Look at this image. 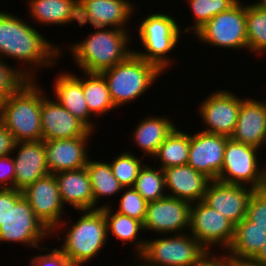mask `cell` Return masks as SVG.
<instances>
[{"instance_id": "obj_1", "label": "cell", "mask_w": 266, "mask_h": 266, "mask_svg": "<svg viewBox=\"0 0 266 266\" xmlns=\"http://www.w3.org/2000/svg\"><path fill=\"white\" fill-rule=\"evenodd\" d=\"M33 27L23 21L22 17L0 10V58L27 62V65L23 64V75L28 80H37L35 74L38 67L53 68L56 59L59 60L63 55L59 45L49 42L36 30V26Z\"/></svg>"}, {"instance_id": "obj_2", "label": "cell", "mask_w": 266, "mask_h": 266, "mask_svg": "<svg viewBox=\"0 0 266 266\" xmlns=\"http://www.w3.org/2000/svg\"><path fill=\"white\" fill-rule=\"evenodd\" d=\"M87 38L70 45L71 57L83 73H101L124 61L133 49L128 30L94 28ZM128 32V33H127Z\"/></svg>"}, {"instance_id": "obj_3", "label": "cell", "mask_w": 266, "mask_h": 266, "mask_svg": "<svg viewBox=\"0 0 266 266\" xmlns=\"http://www.w3.org/2000/svg\"><path fill=\"white\" fill-rule=\"evenodd\" d=\"M36 82L28 80L14 94L2 99L0 122L16 142L42 140V88Z\"/></svg>"}, {"instance_id": "obj_4", "label": "cell", "mask_w": 266, "mask_h": 266, "mask_svg": "<svg viewBox=\"0 0 266 266\" xmlns=\"http://www.w3.org/2000/svg\"><path fill=\"white\" fill-rule=\"evenodd\" d=\"M100 74L106 80L110 98L118 109L147 92L163 72L133 52L124 61Z\"/></svg>"}, {"instance_id": "obj_5", "label": "cell", "mask_w": 266, "mask_h": 266, "mask_svg": "<svg viewBox=\"0 0 266 266\" xmlns=\"http://www.w3.org/2000/svg\"><path fill=\"white\" fill-rule=\"evenodd\" d=\"M138 26L140 42L146 51L133 52L164 73L174 65V59L167 54L178 45L183 30L173 16L161 12L148 14Z\"/></svg>"}, {"instance_id": "obj_6", "label": "cell", "mask_w": 266, "mask_h": 266, "mask_svg": "<svg viewBox=\"0 0 266 266\" xmlns=\"http://www.w3.org/2000/svg\"><path fill=\"white\" fill-rule=\"evenodd\" d=\"M80 212L82 216L65 229V240L59 249L72 265H82L97 257L108 238L107 222L101 209Z\"/></svg>"}, {"instance_id": "obj_7", "label": "cell", "mask_w": 266, "mask_h": 266, "mask_svg": "<svg viewBox=\"0 0 266 266\" xmlns=\"http://www.w3.org/2000/svg\"><path fill=\"white\" fill-rule=\"evenodd\" d=\"M259 150L229 138L224 148L222 170L217 180L227 184L263 189L265 187V167L261 168L259 165Z\"/></svg>"}, {"instance_id": "obj_8", "label": "cell", "mask_w": 266, "mask_h": 266, "mask_svg": "<svg viewBox=\"0 0 266 266\" xmlns=\"http://www.w3.org/2000/svg\"><path fill=\"white\" fill-rule=\"evenodd\" d=\"M146 240L140 256L150 266H193L206 252L190 233Z\"/></svg>"}, {"instance_id": "obj_9", "label": "cell", "mask_w": 266, "mask_h": 266, "mask_svg": "<svg viewBox=\"0 0 266 266\" xmlns=\"http://www.w3.org/2000/svg\"><path fill=\"white\" fill-rule=\"evenodd\" d=\"M244 4L239 0L229 10L212 17L193 36L216 48L248 49Z\"/></svg>"}, {"instance_id": "obj_10", "label": "cell", "mask_w": 266, "mask_h": 266, "mask_svg": "<svg viewBox=\"0 0 266 266\" xmlns=\"http://www.w3.org/2000/svg\"><path fill=\"white\" fill-rule=\"evenodd\" d=\"M235 225L203 201L191 203L189 233L207 250L212 246L227 250L234 237Z\"/></svg>"}, {"instance_id": "obj_11", "label": "cell", "mask_w": 266, "mask_h": 266, "mask_svg": "<svg viewBox=\"0 0 266 266\" xmlns=\"http://www.w3.org/2000/svg\"><path fill=\"white\" fill-rule=\"evenodd\" d=\"M22 194L30 204L33 213L51 232V235L60 233L61 228L67 224L61 216L66 211H64L55 175L48 174L36 180L27 186Z\"/></svg>"}, {"instance_id": "obj_12", "label": "cell", "mask_w": 266, "mask_h": 266, "mask_svg": "<svg viewBox=\"0 0 266 266\" xmlns=\"http://www.w3.org/2000/svg\"><path fill=\"white\" fill-rule=\"evenodd\" d=\"M51 232L36 217L28 201L22 197L10 208L5 222L0 226V242L22 243L31 248H41L39 242Z\"/></svg>"}, {"instance_id": "obj_13", "label": "cell", "mask_w": 266, "mask_h": 266, "mask_svg": "<svg viewBox=\"0 0 266 266\" xmlns=\"http://www.w3.org/2000/svg\"><path fill=\"white\" fill-rule=\"evenodd\" d=\"M243 100L231 90L219 89L209 94L198 107L202 123L206 128L201 131L230 137L235 130Z\"/></svg>"}, {"instance_id": "obj_14", "label": "cell", "mask_w": 266, "mask_h": 266, "mask_svg": "<svg viewBox=\"0 0 266 266\" xmlns=\"http://www.w3.org/2000/svg\"><path fill=\"white\" fill-rule=\"evenodd\" d=\"M190 207V202L169 196L149 202L143 221L144 232L154 231L164 236L186 233L189 230Z\"/></svg>"}, {"instance_id": "obj_15", "label": "cell", "mask_w": 266, "mask_h": 266, "mask_svg": "<svg viewBox=\"0 0 266 266\" xmlns=\"http://www.w3.org/2000/svg\"><path fill=\"white\" fill-rule=\"evenodd\" d=\"M80 26L127 30L129 19L136 12L129 0H78ZM131 16V17H130Z\"/></svg>"}, {"instance_id": "obj_16", "label": "cell", "mask_w": 266, "mask_h": 266, "mask_svg": "<svg viewBox=\"0 0 266 266\" xmlns=\"http://www.w3.org/2000/svg\"><path fill=\"white\" fill-rule=\"evenodd\" d=\"M46 95L47 93L42 90L40 121L43 141L93 136V131L83 122Z\"/></svg>"}, {"instance_id": "obj_17", "label": "cell", "mask_w": 266, "mask_h": 266, "mask_svg": "<svg viewBox=\"0 0 266 266\" xmlns=\"http://www.w3.org/2000/svg\"><path fill=\"white\" fill-rule=\"evenodd\" d=\"M254 190L246 185L211 180L202 201L237 225L246 217L249 199Z\"/></svg>"}, {"instance_id": "obj_18", "label": "cell", "mask_w": 266, "mask_h": 266, "mask_svg": "<svg viewBox=\"0 0 266 266\" xmlns=\"http://www.w3.org/2000/svg\"><path fill=\"white\" fill-rule=\"evenodd\" d=\"M230 137L199 131L190 133L187 164L211 180H217L222 170L224 148Z\"/></svg>"}, {"instance_id": "obj_19", "label": "cell", "mask_w": 266, "mask_h": 266, "mask_svg": "<svg viewBox=\"0 0 266 266\" xmlns=\"http://www.w3.org/2000/svg\"><path fill=\"white\" fill-rule=\"evenodd\" d=\"M17 149V150H16ZM15 163L14 189L23 191L36 180L47 176L49 173L44 141L16 142L13 153Z\"/></svg>"}, {"instance_id": "obj_20", "label": "cell", "mask_w": 266, "mask_h": 266, "mask_svg": "<svg viewBox=\"0 0 266 266\" xmlns=\"http://www.w3.org/2000/svg\"><path fill=\"white\" fill-rule=\"evenodd\" d=\"M91 137L44 141L46 161L50 174L86 167L89 153L87 143Z\"/></svg>"}, {"instance_id": "obj_21", "label": "cell", "mask_w": 266, "mask_h": 266, "mask_svg": "<svg viewBox=\"0 0 266 266\" xmlns=\"http://www.w3.org/2000/svg\"><path fill=\"white\" fill-rule=\"evenodd\" d=\"M230 138L258 149L266 145V100L244 98Z\"/></svg>"}, {"instance_id": "obj_22", "label": "cell", "mask_w": 266, "mask_h": 266, "mask_svg": "<svg viewBox=\"0 0 266 266\" xmlns=\"http://www.w3.org/2000/svg\"><path fill=\"white\" fill-rule=\"evenodd\" d=\"M167 196L190 203L202 201L211 179L188 164L162 169Z\"/></svg>"}, {"instance_id": "obj_23", "label": "cell", "mask_w": 266, "mask_h": 266, "mask_svg": "<svg viewBox=\"0 0 266 266\" xmlns=\"http://www.w3.org/2000/svg\"><path fill=\"white\" fill-rule=\"evenodd\" d=\"M53 82L56 101L65 107L73 116L83 122L91 131L96 128L91 118L92 114L86 104L84 97L82 78L75 74L64 72L57 75Z\"/></svg>"}, {"instance_id": "obj_24", "label": "cell", "mask_w": 266, "mask_h": 266, "mask_svg": "<svg viewBox=\"0 0 266 266\" xmlns=\"http://www.w3.org/2000/svg\"><path fill=\"white\" fill-rule=\"evenodd\" d=\"M63 205L74 209L94 210V197L86 167L54 174Z\"/></svg>"}, {"instance_id": "obj_25", "label": "cell", "mask_w": 266, "mask_h": 266, "mask_svg": "<svg viewBox=\"0 0 266 266\" xmlns=\"http://www.w3.org/2000/svg\"><path fill=\"white\" fill-rule=\"evenodd\" d=\"M28 12L39 25H68L79 22L78 0H27Z\"/></svg>"}, {"instance_id": "obj_26", "label": "cell", "mask_w": 266, "mask_h": 266, "mask_svg": "<svg viewBox=\"0 0 266 266\" xmlns=\"http://www.w3.org/2000/svg\"><path fill=\"white\" fill-rule=\"evenodd\" d=\"M167 117L148 116L140 120L133 129V142L144 155L153 157L159 146L176 128L174 122Z\"/></svg>"}, {"instance_id": "obj_27", "label": "cell", "mask_w": 266, "mask_h": 266, "mask_svg": "<svg viewBox=\"0 0 266 266\" xmlns=\"http://www.w3.org/2000/svg\"><path fill=\"white\" fill-rule=\"evenodd\" d=\"M265 238L266 231L245 217L235 225L232 243L226 251L233 260H252L263 247Z\"/></svg>"}, {"instance_id": "obj_28", "label": "cell", "mask_w": 266, "mask_h": 266, "mask_svg": "<svg viewBox=\"0 0 266 266\" xmlns=\"http://www.w3.org/2000/svg\"><path fill=\"white\" fill-rule=\"evenodd\" d=\"M112 208L106 204L98 206V209L103 211L106 218L107 235L113 234L115 238L121 240V242L123 241V243L134 244L135 255H140L146 243V239H139V232L144 231L143 223L117 211L115 212V209Z\"/></svg>"}, {"instance_id": "obj_29", "label": "cell", "mask_w": 266, "mask_h": 266, "mask_svg": "<svg viewBox=\"0 0 266 266\" xmlns=\"http://www.w3.org/2000/svg\"><path fill=\"white\" fill-rule=\"evenodd\" d=\"M84 75L82 76V87L87 107L92 116L101 117L113 109L115 110L116 107L110 98L104 77L100 73L84 72Z\"/></svg>"}, {"instance_id": "obj_30", "label": "cell", "mask_w": 266, "mask_h": 266, "mask_svg": "<svg viewBox=\"0 0 266 266\" xmlns=\"http://www.w3.org/2000/svg\"><path fill=\"white\" fill-rule=\"evenodd\" d=\"M190 147V133L183 132L177 127L159 146L156 154L152 157L159 159V168L165 169L173 166L187 164Z\"/></svg>"}, {"instance_id": "obj_31", "label": "cell", "mask_w": 266, "mask_h": 266, "mask_svg": "<svg viewBox=\"0 0 266 266\" xmlns=\"http://www.w3.org/2000/svg\"><path fill=\"white\" fill-rule=\"evenodd\" d=\"M86 169L89 173L94 197V210L98 209L101 197L114 196L125 188L114 177L110 163L88 159Z\"/></svg>"}, {"instance_id": "obj_32", "label": "cell", "mask_w": 266, "mask_h": 266, "mask_svg": "<svg viewBox=\"0 0 266 266\" xmlns=\"http://www.w3.org/2000/svg\"><path fill=\"white\" fill-rule=\"evenodd\" d=\"M133 188L149 203L167 196L163 170L146 163L141 168Z\"/></svg>"}, {"instance_id": "obj_33", "label": "cell", "mask_w": 266, "mask_h": 266, "mask_svg": "<svg viewBox=\"0 0 266 266\" xmlns=\"http://www.w3.org/2000/svg\"><path fill=\"white\" fill-rule=\"evenodd\" d=\"M246 36L252 54L266 51V12L252 3L246 4Z\"/></svg>"}, {"instance_id": "obj_34", "label": "cell", "mask_w": 266, "mask_h": 266, "mask_svg": "<svg viewBox=\"0 0 266 266\" xmlns=\"http://www.w3.org/2000/svg\"><path fill=\"white\" fill-rule=\"evenodd\" d=\"M194 17V24L191 27L183 29V33L191 31L194 34L212 17L219 13L229 10L239 0H187Z\"/></svg>"}, {"instance_id": "obj_35", "label": "cell", "mask_w": 266, "mask_h": 266, "mask_svg": "<svg viewBox=\"0 0 266 266\" xmlns=\"http://www.w3.org/2000/svg\"><path fill=\"white\" fill-rule=\"evenodd\" d=\"M140 157L127 151L113 158L109 162L114 177L119 181L123 188L133 187L141 168L144 166Z\"/></svg>"}, {"instance_id": "obj_36", "label": "cell", "mask_w": 266, "mask_h": 266, "mask_svg": "<svg viewBox=\"0 0 266 266\" xmlns=\"http://www.w3.org/2000/svg\"><path fill=\"white\" fill-rule=\"evenodd\" d=\"M0 58V97L2 99L14 94L28 79L23 75V67L6 64Z\"/></svg>"}, {"instance_id": "obj_37", "label": "cell", "mask_w": 266, "mask_h": 266, "mask_svg": "<svg viewBox=\"0 0 266 266\" xmlns=\"http://www.w3.org/2000/svg\"><path fill=\"white\" fill-rule=\"evenodd\" d=\"M119 201L117 212L143 223L148 202L133 187L125 188Z\"/></svg>"}, {"instance_id": "obj_38", "label": "cell", "mask_w": 266, "mask_h": 266, "mask_svg": "<svg viewBox=\"0 0 266 266\" xmlns=\"http://www.w3.org/2000/svg\"><path fill=\"white\" fill-rule=\"evenodd\" d=\"M246 218L266 231V189H255L249 199Z\"/></svg>"}, {"instance_id": "obj_39", "label": "cell", "mask_w": 266, "mask_h": 266, "mask_svg": "<svg viewBox=\"0 0 266 266\" xmlns=\"http://www.w3.org/2000/svg\"><path fill=\"white\" fill-rule=\"evenodd\" d=\"M40 250H46L48 253H39L33 258L31 257L30 264L32 266H72L70 260L64 256L58 247L50 250L41 246Z\"/></svg>"}, {"instance_id": "obj_40", "label": "cell", "mask_w": 266, "mask_h": 266, "mask_svg": "<svg viewBox=\"0 0 266 266\" xmlns=\"http://www.w3.org/2000/svg\"><path fill=\"white\" fill-rule=\"evenodd\" d=\"M9 155L0 157V188L14 189L15 183V163L13 157Z\"/></svg>"}, {"instance_id": "obj_41", "label": "cell", "mask_w": 266, "mask_h": 266, "mask_svg": "<svg viewBox=\"0 0 266 266\" xmlns=\"http://www.w3.org/2000/svg\"><path fill=\"white\" fill-rule=\"evenodd\" d=\"M23 197L22 191L16 189L0 190V226L5 222L10 208Z\"/></svg>"}, {"instance_id": "obj_42", "label": "cell", "mask_w": 266, "mask_h": 266, "mask_svg": "<svg viewBox=\"0 0 266 266\" xmlns=\"http://www.w3.org/2000/svg\"><path fill=\"white\" fill-rule=\"evenodd\" d=\"M211 252V250H206L193 266H233V259L226 250H224L225 254L220 256Z\"/></svg>"}, {"instance_id": "obj_43", "label": "cell", "mask_w": 266, "mask_h": 266, "mask_svg": "<svg viewBox=\"0 0 266 266\" xmlns=\"http://www.w3.org/2000/svg\"><path fill=\"white\" fill-rule=\"evenodd\" d=\"M15 143L12 133L0 122V157L12 154Z\"/></svg>"}, {"instance_id": "obj_44", "label": "cell", "mask_w": 266, "mask_h": 266, "mask_svg": "<svg viewBox=\"0 0 266 266\" xmlns=\"http://www.w3.org/2000/svg\"><path fill=\"white\" fill-rule=\"evenodd\" d=\"M252 260L266 266V238L260 252Z\"/></svg>"}, {"instance_id": "obj_45", "label": "cell", "mask_w": 266, "mask_h": 266, "mask_svg": "<svg viewBox=\"0 0 266 266\" xmlns=\"http://www.w3.org/2000/svg\"><path fill=\"white\" fill-rule=\"evenodd\" d=\"M233 266H265L254 260H233Z\"/></svg>"}, {"instance_id": "obj_46", "label": "cell", "mask_w": 266, "mask_h": 266, "mask_svg": "<svg viewBox=\"0 0 266 266\" xmlns=\"http://www.w3.org/2000/svg\"><path fill=\"white\" fill-rule=\"evenodd\" d=\"M252 4H254L259 9L266 12V0H259L258 2L256 1L255 3L252 2Z\"/></svg>"}, {"instance_id": "obj_47", "label": "cell", "mask_w": 266, "mask_h": 266, "mask_svg": "<svg viewBox=\"0 0 266 266\" xmlns=\"http://www.w3.org/2000/svg\"><path fill=\"white\" fill-rule=\"evenodd\" d=\"M139 265H134V266H150L140 255H136ZM141 259V260H140ZM141 261V262H140ZM143 262V263H142ZM141 263V264H140ZM131 266V265H130ZM133 266V265H132Z\"/></svg>"}, {"instance_id": "obj_48", "label": "cell", "mask_w": 266, "mask_h": 266, "mask_svg": "<svg viewBox=\"0 0 266 266\" xmlns=\"http://www.w3.org/2000/svg\"><path fill=\"white\" fill-rule=\"evenodd\" d=\"M264 188L266 189V166H265V187Z\"/></svg>"}, {"instance_id": "obj_49", "label": "cell", "mask_w": 266, "mask_h": 266, "mask_svg": "<svg viewBox=\"0 0 266 266\" xmlns=\"http://www.w3.org/2000/svg\"><path fill=\"white\" fill-rule=\"evenodd\" d=\"M1 102H2V98L0 97V111H1Z\"/></svg>"}]
</instances>
